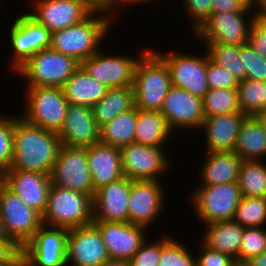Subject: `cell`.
Instances as JSON below:
<instances>
[{"instance_id":"52","label":"cell","mask_w":266,"mask_h":266,"mask_svg":"<svg viewBox=\"0 0 266 266\" xmlns=\"http://www.w3.org/2000/svg\"><path fill=\"white\" fill-rule=\"evenodd\" d=\"M257 16L266 19V0H254Z\"/></svg>"},{"instance_id":"3","label":"cell","mask_w":266,"mask_h":266,"mask_svg":"<svg viewBox=\"0 0 266 266\" xmlns=\"http://www.w3.org/2000/svg\"><path fill=\"white\" fill-rule=\"evenodd\" d=\"M172 87L165 62L149 49L138 61L134 72L135 107L143 111H160Z\"/></svg>"},{"instance_id":"57","label":"cell","mask_w":266,"mask_h":266,"mask_svg":"<svg viewBox=\"0 0 266 266\" xmlns=\"http://www.w3.org/2000/svg\"><path fill=\"white\" fill-rule=\"evenodd\" d=\"M232 266H248L246 262H235Z\"/></svg>"},{"instance_id":"55","label":"cell","mask_w":266,"mask_h":266,"mask_svg":"<svg viewBox=\"0 0 266 266\" xmlns=\"http://www.w3.org/2000/svg\"><path fill=\"white\" fill-rule=\"evenodd\" d=\"M259 117L261 118V120L263 121V123L265 124L266 126V112L265 113H262L259 115Z\"/></svg>"},{"instance_id":"34","label":"cell","mask_w":266,"mask_h":266,"mask_svg":"<svg viewBox=\"0 0 266 266\" xmlns=\"http://www.w3.org/2000/svg\"><path fill=\"white\" fill-rule=\"evenodd\" d=\"M237 91L242 113L259 116L266 112V81L242 80L238 83Z\"/></svg>"},{"instance_id":"10","label":"cell","mask_w":266,"mask_h":266,"mask_svg":"<svg viewBox=\"0 0 266 266\" xmlns=\"http://www.w3.org/2000/svg\"><path fill=\"white\" fill-rule=\"evenodd\" d=\"M50 178L53 186L81 192L94 198L86 147L62 145Z\"/></svg>"},{"instance_id":"33","label":"cell","mask_w":266,"mask_h":266,"mask_svg":"<svg viewBox=\"0 0 266 266\" xmlns=\"http://www.w3.org/2000/svg\"><path fill=\"white\" fill-rule=\"evenodd\" d=\"M262 162L242 161L238 178L242 196L266 198V164Z\"/></svg>"},{"instance_id":"46","label":"cell","mask_w":266,"mask_h":266,"mask_svg":"<svg viewBox=\"0 0 266 266\" xmlns=\"http://www.w3.org/2000/svg\"><path fill=\"white\" fill-rule=\"evenodd\" d=\"M248 43L266 58V19L256 16L249 32Z\"/></svg>"},{"instance_id":"2","label":"cell","mask_w":266,"mask_h":266,"mask_svg":"<svg viewBox=\"0 0 266 266\" xmlns=\"http://www.w3.org/2000/svg\"><path fill=\"white\" fill-rule=\"evenodd\" d=\"M98 16V17H97ZM110 17L101 10H94L86 19L62 30L51 33L52 50L75 58L80 63L96 54L103 39L112 29Z\"/></svg>"},{"instance_id":"56","label":"cell","mask_w":266,"mask_h":266,"mask_svg":"<svg viewBox=\"0 0 266 266\" xmlns=\"http://www.w3.org/2000/svg\"><path fill=\"white\" fill-rule=\"evenodd\" d=\"M3 179H4V171L0 169V186L3 184Z\"/></svg>"},{"instance_id":"42","label":"cell","mask_w":266,"mask_h":266,"mask_svg":"<svg viewBox=\"0 0 266 266\" xmlns=\"http://www.w3.org/2000/svg\"><path fill=\"white\" fill-rule=\"evenodd\" d=\"M207 85L209 89H237L238 80L224 67L213 63L207 54Z\"/></svg>"},{"instance_id":"25","label":"cell","mask_w":266,"mask_h":266,"mask_svg":"<svg viewBox=\"0 0 266 266\" xmlns=\"http://www.w3.org/2000/svg\"><path fill=\"white\" fill-rule=\"evenodd\" d=\"M246 117L242 112L205 117L201 128L206 131V151H233L240 126Z\"/></svg>"},{"instance_id":"1","label":"cell","mask_w":266,"mask_h":266,"mask_svg":"<svg viewBox=\"0 0 266 266\" xmlns=\"http://www.w3.org/2000/svg\"><path fill=\"white\" fill-rule=\"evenodd\" d=\"M18 116L14 115V153L8 170L50 174L62 146L58 133Z\"/></svg>"},{"instance_id":"5","label":"cell","mask_w":266,"mask_h":266,"mask_svg":"<svg viewBox=\"0 0 266 266\" xmlns=\"http://www.w3.org/2000/svg\"><path fill=\"white\" fill-rule=\"evenodd\" d=\"M26 108L21 117L44 130L58 133L63 126L69 103L61 87L27 86Z\"/></svg>"},{"instance_id":"11","label":"cell","mask_w":266,"mask_h":266,"mask_svg":"<svg viewBox=\"0 0 266 266\" xmlns=\"http://www.w3.org/2000/svg\"><path fill=\"white\" fill-rule=\"evenodd\" d=\"M68 229L42 225L20 250L27 266H67Z\"/></svg>"},{"instance_id":"58","label":"cell","mask_w":266,"mask_h":266,"mask_svg":"<svg viewBox=\"0 0 266 266\" xmlns=\"http://www.w3.org/2000/svg\"><path fill=\"white\" fill-rule=\"evenodd\" d=\"M16 266H27L23 261H20Z\"/></svg>"},{"instance_id":"39","label":"cell","mask_w":266,"mask_h":266,"mask_svg":"<svg viewBox=\"0 0 266 266\" xmlns=\"http://www.w3.org/2000/svg\"><path fill=\"white\" fill-rule=\"evenodd\" d=\"M264 251H266V228H244L239 249V262H246Z\"/></svg>"},{"instance_id":"27","label":"cell","mask_w":266,"mask_h":266,"mask_svg":"<svg viewBox=\"0 0 266 266\" xmlns=\"http://www.w3.org/2000/svg\"><path fill=\"white\" fill-rule=\"evenodd\" d=\"M242 160L266 157V126L259 116H247L240 126L233 150Z\"/></svg>"},{"instance_id":"28","label":"cell","mask_w":266,"mask_h":266,"mask_svg":"<svg viewBox=\"0 0 266 266\" xmlns=\"http://www.w3.org/2000/svg\"><path fill=\"white\" fill-rule=\"evenodd\" d=\"M206 226L201 241L210 249L230 255L239 262V249L244 227L234 220L218 221Z\"/></svg>"},{"instance_id":"21","label":"cell","mask_w":266,"mask_h":266,"mask_svg":"<svg viewBox=\"0 0 266 266\" xmlns=\"http://www.w3.org/2000/svg\"><path fill=\"white\" fill-rule=\"evenodd\" d=\"M132 180L123 176L102 186L93 198V221L128 222V204Z\"/></svg>"},{"instance_id":"7","label":"cell","mask_w":266,"mask_h":266,"mask_svg":"<svg viewBox=\"0 0 266 266\" xmlns=\"http://www.w3.org/2000/svg\"><path fill=\"white\" fill-rule=\"evenodd\" d=\"M242 197L238 182L200 186L192 194L191 205L195 215L208 225L218 221H232Z\"/></svg>"},{"instance_id":"26","label":"cell","mask_w":266,"mask_h":266,"mask_svg":"<svg viewBox=\"0 0 266 266\" xmlns=\"http://www.w3.org/2000/svg\"><path fill=\"white\" fill-rule=\"evenodd\" d=\"M205 161L200 166V186L221 185L238 182L242 159L231 152H206ZM202 179V180H201Z\"/></svg>"},{"instance_id":"36","label":"cell","mask_w":266,"mask_h":266,"mask_svg":"<svg viewBox=\"0 0 266 266\" xmlns=\"http://www.w3.org/2000/svg\"><path fill=\"white\" fill-rule=\"evenodd\" d=\"M205 117L241 112L237 89H209L202 98Z\"/></svg>"},{"instance_id":"24","label":"cell","mask_w":266,"mask_h":266,"mask_svg":"<svg viewBox=\"0 0 266 266\" xmlns=\"http://www.w3.org/2000/svg\"><path fill=\"white\" fill-rule=\"evenodd\" d=\"M94 191L122 178L121 149L101 142L86 147Z\"/></svg>"},{"instance_id":"41","label":"cell","mask_w":266,"mask_h":266,"mask_svg":"<svg viewBox=\"0 0 266 266\" xmlns=\"http://www.w3.org/2000/svg\"><path fill=\"white\" fill-rule=\"evenodd\" d=\"M240 58L245 67L246 79L266 81V58L249 43L240 46Z\"/></svg>"},{"instance_id":"49","label":"cell","mask_w":266,"mask_h":266,"mask_svg":"<svg viewBox=\"0 0 266 266\" xmlns=\"http://www.w3.org/2000/svg\"><path fill=\"white\" fill-rule=\"evenodd\" d=\"M148 1L150 2L152 0H111L109 5H108V7L105 9L104 12L110 17V19L112 21V19H113L112 17H114L113 15H115L114 11H116L114 8H119L120 5H123V7H124L125 5L127 6L128 4L129 5H132V4L135 5L136 3L137 4H139V3L142 4V2L146 3ZM154 1H156V0H154Z\"/></svg>"},{"instance_id":"50","label":"cell","mask_w":266,"mask_h":266,"mask_svg":"<svg viewBox=\"0 0 266 266\" xmlns=\"http://www.w3.org/2000/svg\"><path fill=\"white\" fill-rule=\"evenodd\" d=\"M248 266H266V251L246 261Z\"/></svg>"},{"instance_id":"23","label":"cell","mask_w":266,"mask_h":266,"mask_svg":"<svg viewBox=\"0 0 266 266\" xmlns=\"http://www.w3.org/2000/svg\"><path fill=\"white\" fill-rule=\"evenodd\" d=\"M58 136L62 145L71 147H89L100 142V127L95 121L92 108L69 104Z\"/></svg>"},{"instance_id":"38","label":"cell","mask_w":266,"mask_h":266,"mask_svg":"<svg viewBox=\"0 0 266 266\" xmlns=\"http://www.w3.org/2000/svg\"><path fill=\"white\" fill-rule=\"evenodd\" d=\"M170 236L161 238V256L158 266H196V256L184 244Z\"/></svg>"},{"instance_id":"45","label":"cell","mask_w":266,"mask_h":266,"mask_svg":"<svg viewBox=\"0 0 266 266\" xmlns=\"http://www.w3.org/2000/svg\"><path fill=\"white\" fill-rule=\"evenodd\" d=\"M199 244L201 252L198 258L196 257V266H232L236 262L230 255L212 250L203 242Z\"/></svg>"},{"instance_id":"30","label":"cell","mask_w":266,"mask_h":266,"mask_svg":"<svg viewBox=\"0 0 266 266\" xmlns=\"http://www.w3.org/2000/svg\"><path fill=\"white\" fill-rule=\"evenodd\" d=\"M173 132L160 111L137 109L134 143L152 147H163ZM167 141V142H166Z\"/></svg>"},{"instance_id":"8","label":"cell","mask_w":266,"mask_h":266,"mask_svg":"<svg viewBox=\"0 0 266 266\" xmlns=\"http://www.w3.org/2000/svg\"><path fill=\"white\" fill-rule=\"evenodd\" d=\"M0 216L7 236L20 250L43 225L42 216L4 184L0 186Z\"/></svg>"},{"instance_id":"18","label":"cell","mask_w":266,"mask_h":266,"mask_svg":"<svg viewBox=\"0 0 266 266\" xmlns=\"http://www.w3.org/2000/svg\"><path fill=\"white\" fill-rule=\"evenodd\" d=\"M34 11L27 13L51 33L86 19L95 9L84 0H37Z\"/></svg>"},{"instance_id":"29","label":"cell","mask_w":266,"mask_h":266,"mask_svg":"<svg viewBox=\"0 0 266 266\" xmlns=\"http://www.w3.org/2000/svg\"><path fill=\"white\" fill-rule=\"evenodd\" d=\"M69 104L92 107L106 94L108 88L91 77L80 66L62 87Z\"/></svg>"},{"instance_id":"22","label":"cell","mask_w":266,"mask_h":266,"mask_svg":"<svg viewBox=\"0 0 266 266\" xmlns=\"http://www.w3.org/2000/svg\"><path fill=\"white\" fill-rule=\"evenodd\" d=\"M3 184L41 216L45 212L51 188L50 174L20 170L4 171Z\"/></svg>"},{"instance_id":"47","label":"cell","mask_w":266,"mask_h":266,"mask_svg":"<svg viewBox=\"0 0 266 266\" xmlns=\"http://www.w3.org/2000/svg\"><path fill=\"white\" fill-rule=\"evenodd\" d=\"M254 0H212L211 14L246 11Z\"/></svg>"},{"instance_id":"31","label":"cell","mask_w":266,"mask_h":266,"mask_svg":"<svg viewBox=\"0 0 266 266\" xmlns=\"http://www.w3.org/2000/svg\"><path fill=\"white\" fill-rule=\"evenodd\" d=\"M135 107L133 86L108 89L101 100L93 105L92 112L99 127L116 116Z\"/></svg>"},{"instance_id":"32","label":"cell","mask_w":266,"mask_h":266,"mask_svg":"<svg viewBox=\"0 0 266 266\" xmlns=\"http://www.w3.org/2000/svg\"><path fill=\"white\" fill-rule=\"evenodd\" d=\"M137 108L134 107L100 127V142L122 148L134 143Z\"/></svg>"},{"instance_id":"16","label":"cell","mask_w":266,"mask_h":266,"mask_svg":"<svg viewBox=\"0 0 266 266\" xmlns=\"http://www.w3.org/2000/svg\"><path fill=\"white\" fill-rule=\"evenodd\" d=\"M109 259L101 233L93 223L68 229L67 266H102Z\"/></svg>"},{"instance_id":"43","label":"cell","mask_w":266,"mask_h":266,"mask_svg":"<svg viewBox=\"0 0 266 266\" xmlns=\"http://www.w3.org/2000/svg\"><path fill=\"white\" fill-rule=\"evenodd\" d=\"M184 10H187L189 19L191 18L192 33L195 34L202 25L210 18L212 0H183ZM193 21V22H192Z\"/></svg>"},{"instance_id":"6","label":"cell","mask_w":266,"mask_h":266,"mask_svg":"<svg viewBox=\"0 0 266 266\" xmlns=\"http://www.w3.org/2000/svg\"><path fill=\"white\" fill-rule=\"evenodd\" d=\"M80 66L75 58L48 48L33 55L16 73L27 80L26 86L62 88Z\"/></svg>"},{"instance_id":"4","label":"cell","mask_w":266,"mask_h":266,"mask_svg":"<svg viewBox=\"0 0 266 266\" xmlns=\"http://www.w3.org/2000/svg\"><path fill=\"white\" fill-rule=\"evenodd\" d=\"M42 223L66 229L90 225L93 223V198L51 185Z\"/></svg>"},{"instance_id":"40","label":"cell","mask_w":266,"mask_h":266,"mask_svg":"<svg viewBox=\"0 0 266 266\" xmlns=\"http://www.w3.org/2000/svg\"><path fill=\"white\" fill-rule=\"evenodd\" d=\"M9 116L0 115V169L3 171L11 167L14 153V116Z\"/></svg>"},{"instance_id":"12","label":"cell","mask_w":266,"mask_h":266,"mask_svg":"<svg viewBox=\"0 0 266 266\" xmlns=\"http://www.w3.org/2000/svg\"><path fill=\"white\" fill-rule=\"evenodd\" d=\"M168 66L172 86L184 89L192 95L203 98L209 90L207 85V52L204 56L181 52L154 51ZM165 53V54H164Z\"/></svg>"},{"instance_id":"51","label":"cell","mask_w":266,"mask_h":266,"mask_svg":"<svg viewBox=\"0 0 266 266\" xmlns=\"http://www.w3.org/2000/svg\"><path fill=\"white\" fill-rule=\"evenodd\" d=\"M95 10L105 11L111 0H84Z\"/></svg>"},{"instance_id":"53","label":"cell","mask_w":266,"mask_h":266,"mask_svg":"<svg viewBox=\"0 0 266 266\" xmlns=\"http://www.w3.org/2000/svg\"><path fill=\"white\" fill-rule=\"evenodd\" d=\"M1 243H13V242L7 236L0 216V244Z\"/></svg>"},{"instance_id":"44","label":"cell","mask_w":266,"mask_h":266,"mask_svg":"<svg viewBox=\"0 0 266 266\" xmlns=\"http://www.w3.org/2000/svg\"><path fill=\"white\" fill-rule=\"evenodd\" d=\"M146 241L128 261L130 266H158L161 256V238L155 242Z\"/></svg>"},{"instance_id":"20","label":"cell","mask_w":266,"mask_h":266,"mask_svg":"<svg viewBox=\"0 0 266 266\" xmlns=\"http://www.w3.org/2000/svg\"><path fill=\"white\" fill-rule=\"evenodd\" d=\"M111 260L129 261L147 240V228L129 222L93 221ZM145 232V233H144Z\"/></svg>"},{"instance_id":"15","label":"cell","mask_w":266,"mask_h":266,"mask_svg":"<svg viewBox=\"0 0 266 266\" xmlns=\"http://www.w3.org/2000/svg\"><path fill=\"white\" fill-rule=\"evenodd\" d=\"M163 147L132 143L121 148L123 175L131 180L159 181L170 170L169 158ZM159 176V177H158Z\"/></svg>"},{"instance_id":"14","label":"cell","mask_w":266,"mask_h":266,"mask_svg":"<svg viewBox=\"0 0 266 266\" xmlns=\"http://www.w3.org/2000/svg\"><path fill=\"white\" fill-rule=\"evenodd\" d=\"M13 22L9 33L13 49L10 66L16 72L37 52L50 47L51 32L32 19L27 12L17 16Z\"/></svg>"},{"instance_id":"19","label":"cell","mask_w":266,"mask_h":266,"mask_svg":"<svg viewBox=\"0 0 266 266\" xmlns=\"http://www.w3.org/2000/svg\"><path fill=\"white\" fill-rule=\"evenodd\" d=\"M160 112L173 132L177 129H201L205 114L202 98L172 86L164 99Z\"/></svg>"},{"instance_id":"9","label":"cell","mask_w":266,"mask_h":266,"mask_svg":"<svg viewBox=\"0 0 266 266\" xmlns=\"http://www.w3.org/2000/svg\"><path fill=\"white\" fill-rule=\"evenodd\" d=\"M254 9V11H252ZM252 12L253 15H252ZM251 13V18L246 17ZM257 16L253 3L246 11L211 14L210 18L194 34L204 43L244 45L249 42V32ZM247 19H249L247 21Z\"/></svg>"},{"instance_id":"35","label":"cell","mask_w":266,"mask_h":266,"mask_svg":"<svg viewBox=\"0 0 266 266\" xmlns=\"http://www.w3.org/2000/svg\"><path fill=\"white\" fill-rule=\"evenodd\" d=\"M205 44L209 59L226 68L238 82L246 79L245 67L240 58V45H228L221 43H202Z\"/></svg>"},{"instance_id":"37","label":"cell","mask_w":266,"mask_h":266,"mask_svg":"<svg viewBox=\"0 0 266 266\" xmlns=\"http://www.w3.org/2000/svg\"><path fill=\"white\" fill-rule=\"evenodd\" d=\"M233 220L244 228L265 227L266 198L243 196Z\"/></svg>"},{"instance_id":"17","label":"cell","mask_w":266,"mask_h":266,"mask_svg":"<svg viewBox=\"0 0 266 266\" xmlns=\"http://www.w3.org/2000/svg\"><path fill=\"white\" fill-rule=\"evenodd\" d=\"M161 181L132 180L128 204V222L149 228L166 203Z\"/></svg>"},{"instance_id":"54","label":"cell","mask_w":266,"mask_h":266,"mask_svg":"<svg viewBox=\"0 0 266 266\" xmlns=\"http://www.w3.org/2000/svg\"><path fill=\"white\" fill-rule=\"evenodd\" d=\"M102 266H130V263L126 260H111V259H109Z\"/></svg>"},{"instance_id":"48","label":"cell","mask_w":266,"mask_h":266,"mask_svg":"<svg viewBox=\"0 0 266 266\" xmlns=\"http://www.w3.org/2000/svg\"><path fill=\"white\" fill-rule=\"evenodd\" d=\"M20 261V249L14 243L0 244V266H16Z\"/></svg>"},{"instance_id":"13","label":"cell","mask_w":266,"mask_h":266,"mask_svg":"<svg viewBox=\"0 0 266 266\" xmlns=\"http://www.w3.org/2000/svg\"><path fill=\"white\" fill-rule=\"evenodd\" d=\"M149 49H142L138 58L120 54L107 55L99 50L96 54L83 60L81 66L91 77L108 89L133 86L136 65Z\"/></svg>"}]
</instances>
